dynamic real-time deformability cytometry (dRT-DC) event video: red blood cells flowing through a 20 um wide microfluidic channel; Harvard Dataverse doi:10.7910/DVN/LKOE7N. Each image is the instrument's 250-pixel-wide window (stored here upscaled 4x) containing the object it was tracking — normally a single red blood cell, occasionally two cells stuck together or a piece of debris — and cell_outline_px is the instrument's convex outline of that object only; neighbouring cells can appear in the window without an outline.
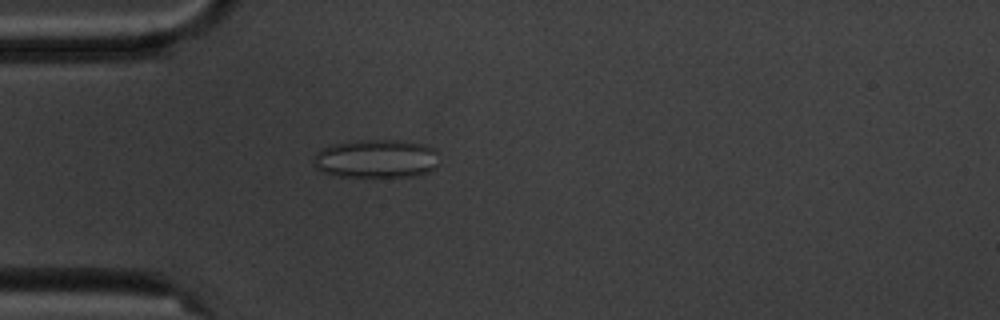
{"species": "common noctule bat (a hibernating species)", "species_latin": "Nyctalus noctula", "temperature_condition": "cold", "stored_images_in_passage": 2, "camera_frame_rate_fps": 3000, "um_per_image_px": 0.085, "animal": {"sex": "male", "body_mass_g": 20.1, "forearm_length_mm": 53.5}, "frame": {"image": 1, "passage_image": 2, "time_ms": 1.0, "image_size_px": [1000, 320], "cell_outline_px": [[436, 168], [428, 172], [412, 176], [336, 176], [324, 172], [316, 168], [312, 164], [312, 160], [316, 152], [332, 144], [360, 140], [404, 140], [424, 144], [436, 148]], "centroid_in_image_um": [31.97, 13.48], "position_along_channel_um": 53.0, "area_um2": 28.26}}